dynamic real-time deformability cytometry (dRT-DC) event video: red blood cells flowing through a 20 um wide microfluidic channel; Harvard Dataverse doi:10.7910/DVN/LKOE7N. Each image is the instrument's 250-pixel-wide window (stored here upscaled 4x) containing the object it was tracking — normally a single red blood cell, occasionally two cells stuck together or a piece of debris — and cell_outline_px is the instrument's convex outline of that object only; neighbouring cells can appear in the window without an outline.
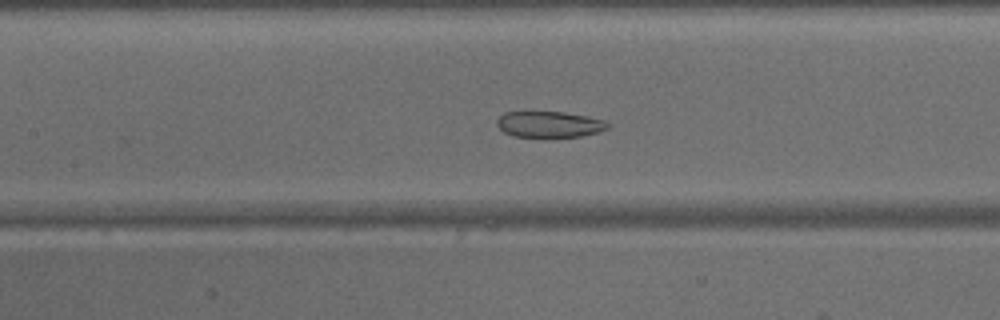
{"species": "common noctule bat (a hibernating species)", "species_latin": "Nyctalus noctula", "temperature_condition": "warm", "stored_images_in_passage": 31, "camera_frame_rate_fps": 3000, "um_per_image_px": 0.085, "animal": {"sex": "male", "body_mass_g": 15.6}, "frame": {"image": 1, "passage_image": 12, "time_ms": 3.667, "image_size_px": [1000, 320], "cell_outline_px": [[608, 128], [600, 132], [580, 136], [516, 136], [504, 132], [496, 124], [496, 120], [504, 112], [564, 112], [604, 120], [608, 124]], "centroid_in_image_um": [46.68, 10.56], "position_along_channel_um": 160.7, "area_um2": 16.47}}
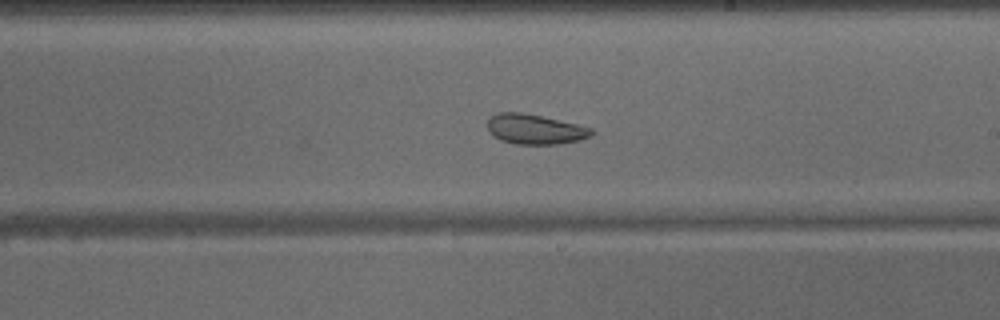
{"frame": {"image": 2, "passage_image": 18, "time_ms": 5.667, "image_size_px": [1000, 320], "cell_outline_px": [[592, 136], [580, 140], [560, 144], [516, 144], [500, 140], [488, 128], [488, 116], [500, 112], [520, 112], [540, 116], [576, 124], [592, 128]], "centroid_in_image_um": [45.47, 10.98], "position_along_channel_um": 243.5, "area_um2": 17.98}}
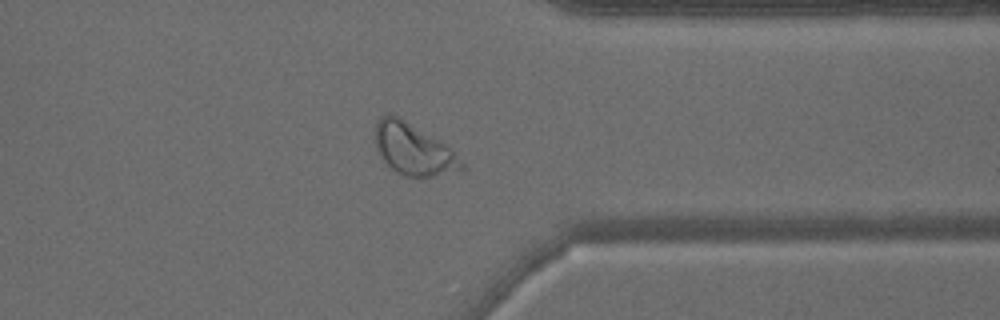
{"frame": {"image": 3, "passage_image": 28, "time_ms": 9.0, "image_size_px": [1000, 320], "cell_outline_px": [[468, 168], [464, 172], [432, 176], [408, 176], [392, 168], [380, 156], [376, 148], [376, 124], [380, 116], [388, 112], [396, 116], [444, 144]], "centroid_in_image_um": [35.16, 12.72], "position_along_channel_um": 376.2, "area_um2": 25.2}}